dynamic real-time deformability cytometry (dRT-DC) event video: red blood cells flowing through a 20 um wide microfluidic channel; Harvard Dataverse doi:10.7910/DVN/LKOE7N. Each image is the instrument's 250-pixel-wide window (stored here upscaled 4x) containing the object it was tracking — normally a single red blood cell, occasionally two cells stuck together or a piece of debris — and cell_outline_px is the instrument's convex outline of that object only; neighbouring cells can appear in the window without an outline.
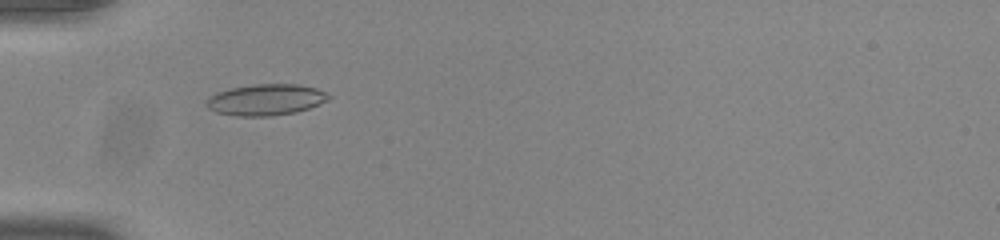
{"species": "common noctule bat (a hibernating species)", "species_latin": "Nyctalus noctula", "temperature_condition": "room temperature", "stored_images_in_passage": 36, "camera_frame_rate_fps": 3000, "um_per_image_px": 0.085, "animal": {"sex": "male", "body_mass_g": 20.0, "forearm_length_mm": 53.3}, "frame": {"image": 1, "passage_image": 1, "time_ms": 0.0, "image_size_px": [1000, 240], "cell_outline_px": [[332, 96], [328, 100], [308, 108], [296, 112], [272, 116], [236, 116], [216, 112], [208, 108], [204, 104], [216, 92], [232, 88], [252, 84], [300, 84], [316, 88]], "centroid_in_image_um": [22.6, 8.48], "position_along_channel_um": 62.4, "area_um2": 22.2}}
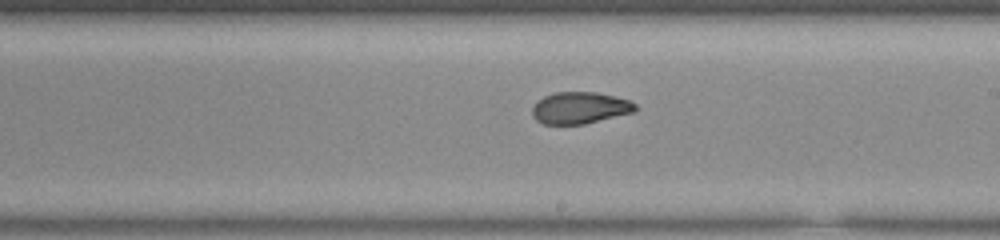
{"frame": {"image": 2, "passage_image": 15, "time_ms": 4.667, "image_size_px": [1000, 240], "cell_outline_px": [[636, 108], [632, 112], [584, 124], [544, 124], [536, 120], [532, 116], [532, 108], [544, 96], [556, 92], [596, 92], [628, 100], [636, 104]], "centroid_in_image_um": [49.26, 9.17], "position_along_channel_um": 239.7, "area_um2": 18.73}}
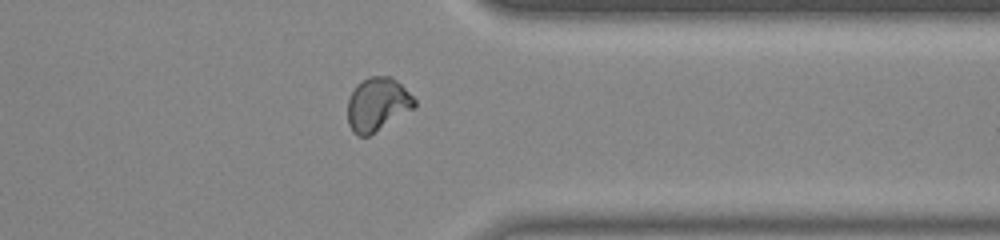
{"frame": {"image": 3, "passage_image": 26, "time_ms": 8.333, "image_size_px": [1000, 240], "cell_outline_px": [[416, 104], [412, 108], [368, 136], [356, 136], [352, 132], [348, 124], [348, 100], [356, 84], [368, 76], [392, 76], [416, 100]], "centroid_in_image_um": [32.04, 8.85], "position_along_channel_um": 379.4, "area_um2": 20.52}, "authors_computed_cell_mechanics": {"area_um2": 19.8832, "velocity_mm_per_s": 3.902, "shape_relaxation_time_tau1_ms": null, "shape_relaxation_time_tau2_ms": 1.3146, "deformation_change_tau1": null, "deformation_change_tau2": 0.0594}}